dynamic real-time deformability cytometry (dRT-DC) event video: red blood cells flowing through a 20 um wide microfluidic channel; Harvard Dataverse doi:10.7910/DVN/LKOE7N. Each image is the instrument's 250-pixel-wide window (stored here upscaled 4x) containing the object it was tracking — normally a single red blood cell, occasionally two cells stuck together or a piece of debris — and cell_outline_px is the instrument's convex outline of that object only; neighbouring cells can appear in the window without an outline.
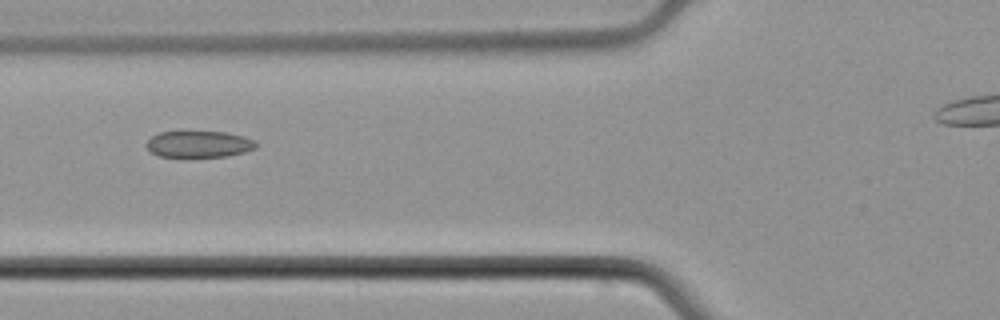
{"species": "common noctule bat (a hibernating species)", "species_latin": "Nyctalus noctula", "temperature_condition": "cold", "stored_images_in_passage": 8, "camera_frame_rate_fps": 3000, "um_per_image_px": 0.085, "animal": {"sex": "male", "body_mass_g": 21.5, "forearm_length_mm": 52.0}, "frame": {"image": 1, "passage_image": 6, "time_ms": 6.667, "image_size_px": [1000, 320], "cell_outline_px": [[260, 144], [256, 148], [244, 152], [228, 156], [160, 156], [152, 152], [144, 144], [152, 136], [160, 132], [184, 128], [228, 132], [244, 136], [256, 140]], "centroid_in_image_um": [16.93, 12.18], "position_along_channel_um": 108.9, "area_um2": 17.86}}
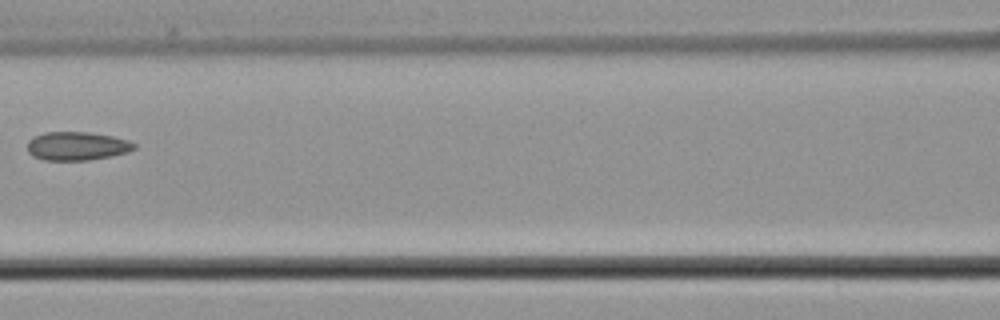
{"frame": {"image": 2, "passage_image": 7, "time_ms": 8.0, "image_size_px": [1000, 320], "cell_outline_px": [[136, 148], [128, 152], [112, 156], [88, 160], [44, 160], [32, 156], [28, 152], [28, 140], [32, 136], [44, 132], [88, 132], [112, 136], [128, 140], [136, 144]], "centroid_in_image_um": [6.53, 12.41], "position_along_channel_um": 160.1, "area_um2": 17.92}}
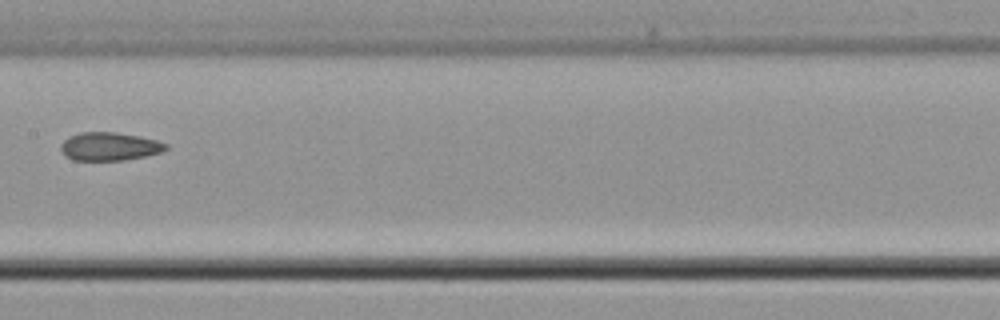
{"frame": {"image": 3, "passage_image": 8, "time_ms": 9.0, "image_size_px": [1000, 320], "cell_outline_px": [[168, 148], [160, 152], [148, 156], [124, 160], [72, 160], [64, 156], [60, 148], [60, 144], [68, 136], [80, 132], [116, 132], [140, 136], [156, 140], [168, 144]], "centroid_in_image_um": [9.29, 12.45], "position_along_channel_um": 198.1, "area_um2": 17.51}}